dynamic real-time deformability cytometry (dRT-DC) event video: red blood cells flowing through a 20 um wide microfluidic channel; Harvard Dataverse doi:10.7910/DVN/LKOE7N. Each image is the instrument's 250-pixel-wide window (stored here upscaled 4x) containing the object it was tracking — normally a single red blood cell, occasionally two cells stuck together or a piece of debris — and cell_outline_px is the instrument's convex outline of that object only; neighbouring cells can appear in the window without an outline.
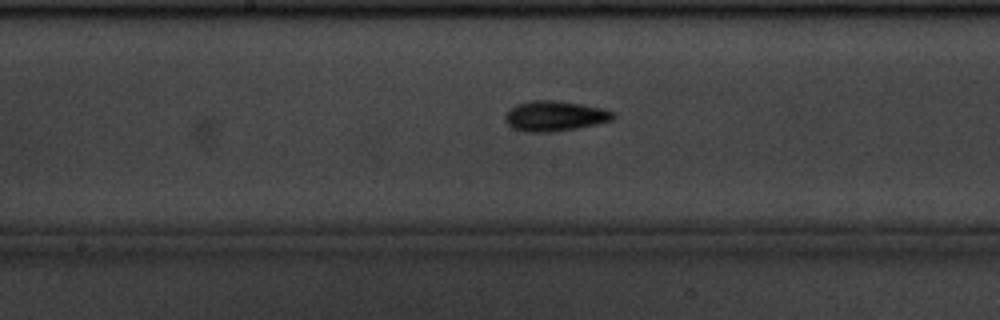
{"species": "common noctule bat (a hibernating species)", "species_latin": "Nyctalus noctula", "temperature_condition": "cold", "stored_images_in_passage": 40, "camera_frame_rate_fps": 3000, "um_per_image_px": 0.085, "animal": {"sex": "male", "body_mass_g": 20.1, "forearm_length_mm": 53.5}, "frame": {"image": 1, "passage_image": 23, "time_ms": 7.333, "image_size_px": [1000, 320], "cell_outline_px": [[616, 116], [612, 120], [596, 124], [576, 128], [552, 132], [524, 132], [512, 128], [504, 120], [504, 116], [516, 104], [532, 100], [552, 100], [580, 104], [600, 108], [616, 112]], "centroid_in_image_um": [47.14, 9.87], "position_along_channel_um": 201.1, "area_um2": 18.96}}
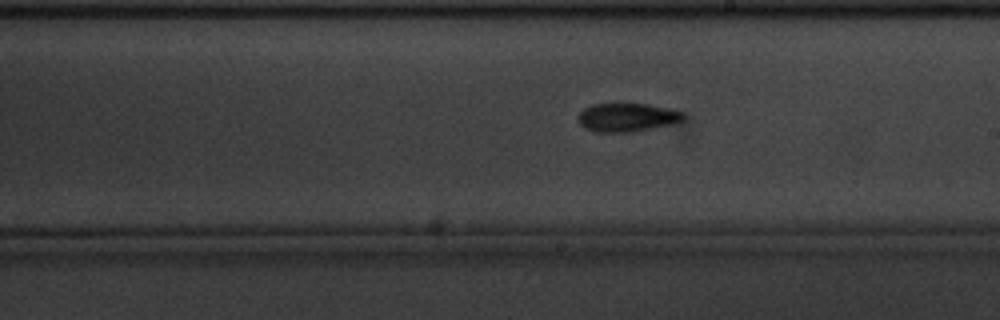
{"frame": {"image": 2, "passage_image": 26, "time_ms": 8.333, "image_size_px": [1000, 320], "cell_outline_px": [[684, 120], [672, 124], [632, 132], [596, 132], [584, 128], [580, 124], [576, 116], [584, 108], [592, 104], [612, 100], [648, 104], [672, 108], [684, 112]], "centroid_in_image_um": [53.27, 9.92], "position_along_channel_um": 235.7, "area_um2": 18.5}}
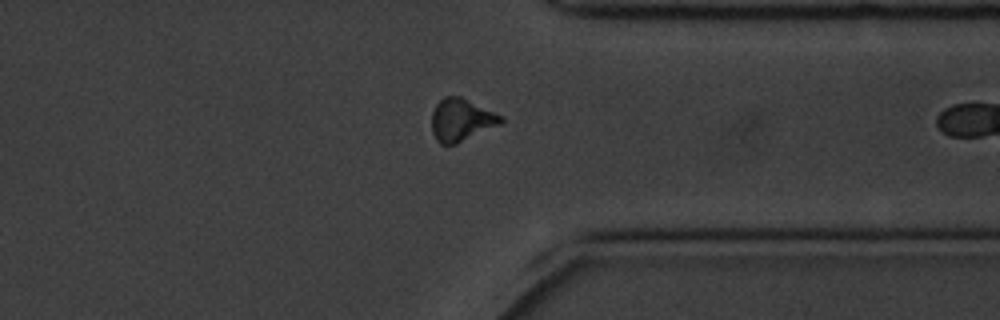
{"frame": {"image": 3, "passage_image": 38, "time_ms": 12.333, "image_size_px": [1000, 320], "cell_outline_px": [[504, 120], [500, 124], [456, 144], [440, 144], [436, 140], [432, 132], [432, 112], [436, 104], [444, 96], [460, 96], [504, 116]], "centroid_in_image_um": [39.2, 10.19], "position_along_channel_um": 372.2, "area_um2": 17.11}}